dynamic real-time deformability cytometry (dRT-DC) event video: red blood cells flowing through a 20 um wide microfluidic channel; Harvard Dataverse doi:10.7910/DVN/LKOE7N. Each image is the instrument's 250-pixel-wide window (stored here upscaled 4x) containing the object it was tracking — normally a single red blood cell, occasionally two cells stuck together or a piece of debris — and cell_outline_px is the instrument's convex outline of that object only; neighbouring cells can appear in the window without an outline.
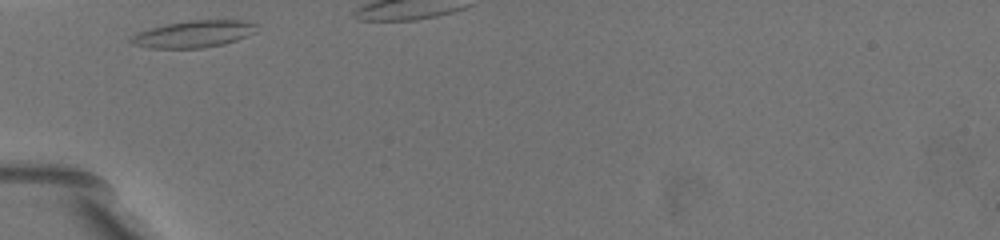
{"species": "common noctule bat (a hibernating species)", "species_latin": "Nyctalus noctula", "temperature_condition": "warm", "stored_images_in_passage": 9, "camera_frame_rate_fps": 3000, "um_per_image_px": 0.085, "animal": {"sex": "female", "body_mass_g": 19.5, "forearm_length_mm": 54.1}, "frame": {"image": 1, "passage_image": 1, "time_ms": 0.0, "image_size_px": [1000, 240], "cell_outline_px": [[256, 32], [236, 40], [224, 44], [204, 48], [148, 48], [132, 44], [128, 40], [136, 32], [168, 24], [188, 20], [240, 20], [256, 24]], "centroid_in_image_um": [16.43, 2.9], "position_along_channel_um": 68.6, "area_um2": 19.65}}
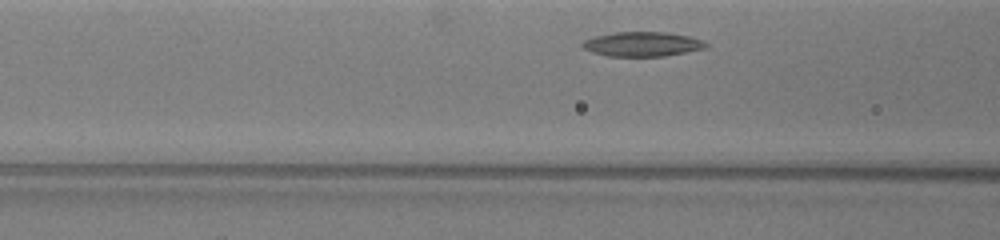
{"frame": {"image": 2, "passage_image": 7, "time_ms": 1.333, "image_size_px": [1000, 240], "cell_outline_px": [[708, 44], [704, 48], [664, 56], [608, 56], [592, 52], [584, 48], [580, 44], [584, 40], [596, 36], [612, 32], [664, 32], [688, 36], [700, 40]], "centroid_in_image_um": [54.54, 3.75], "position_along_channel_um": 112.1, "area_um2": 17.4}}